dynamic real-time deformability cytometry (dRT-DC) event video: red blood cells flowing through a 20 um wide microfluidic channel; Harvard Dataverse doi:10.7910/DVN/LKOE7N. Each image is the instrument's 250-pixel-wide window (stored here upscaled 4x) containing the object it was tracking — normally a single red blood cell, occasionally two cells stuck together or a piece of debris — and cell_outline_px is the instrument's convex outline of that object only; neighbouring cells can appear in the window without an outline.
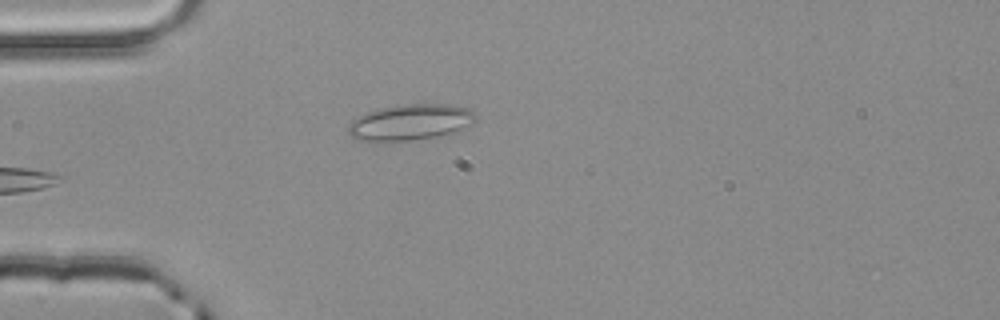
{"species": "common noctule bat (a hibernating species)", "species_latin": "Nyctalus noctula", "temperature_condition": "room temperature", "stored_images_in_passage": 3, "camera_frame_rate_fps": 3000, "um_per_image_px": 0.085, "animal": {"sex": "male", "body_mass_g": 20.4}, "frame": {"image": 1, "passage_image": 3, "time_ms": 0.667, "image_size_px": [1000, 320], "cell_outline_px": [[476, 120], [472, 124], [452, 136], [436, 140], [360, 140], [352, 136], [348, 132], [348, 124], [356, 116], [364, 112], [396, 104], [452, 104], [468, 108], [476, 116]], "centroid_in_image_um": [34.97, 10.4], "position_along_channel_um": 50.0, "area_um2": 27.69}}